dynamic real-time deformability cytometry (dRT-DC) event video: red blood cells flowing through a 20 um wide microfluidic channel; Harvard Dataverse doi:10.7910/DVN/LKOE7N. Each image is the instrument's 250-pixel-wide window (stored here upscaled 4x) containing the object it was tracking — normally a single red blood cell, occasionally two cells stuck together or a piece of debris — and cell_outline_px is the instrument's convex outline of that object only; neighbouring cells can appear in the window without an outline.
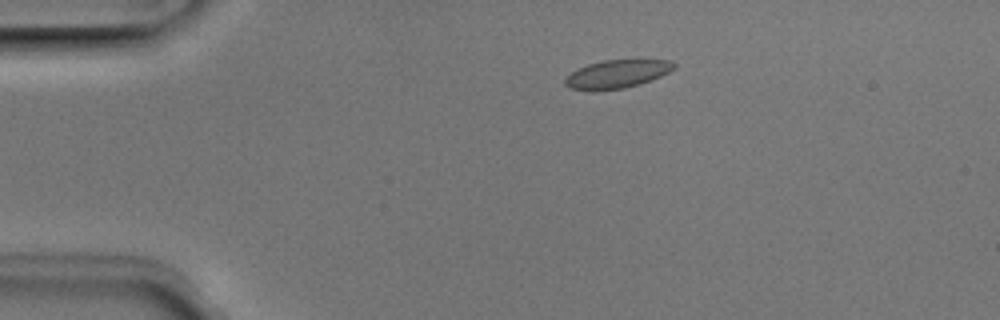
{"species": "Egyptian fruit bat (a non-hibernating species)", "species_latin": "Rousettus aegyptiacus", "temperature_condition": "room temperature", "stored_images_in_passage": 4, "camera_frame_rate_fps": 3000, "um_per_image_px": 0.085, "animal": {"sex": "male"}, "frame": {"image": 1, "passage_image": 2, "time_ms": 0.333, "image_size_px": [1000, 320], "cell_outline_px": [[676, 68], [660, 76], [640, 84], [624, 88], [572, 88], [564, 84], [564, 80], [572, 72], [588, 64], [604, 60], [672, 60], [676, 64]], "centroid_in_image_um": [52.53, 6.25], "position_along_channel_um": 32.5, "area_um2": 17.17}}